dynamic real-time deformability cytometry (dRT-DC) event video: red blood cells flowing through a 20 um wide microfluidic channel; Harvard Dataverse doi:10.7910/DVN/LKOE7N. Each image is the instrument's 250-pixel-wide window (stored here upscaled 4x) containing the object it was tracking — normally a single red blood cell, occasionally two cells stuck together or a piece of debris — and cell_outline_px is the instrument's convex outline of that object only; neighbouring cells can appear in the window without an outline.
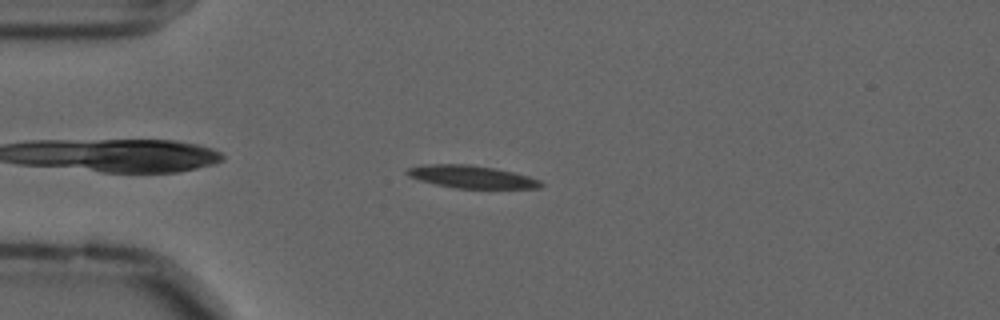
{"species": "common noctule bat (a hibernating species)", "species_latin": "Nyctalus noctula", "temperature_condition": "cold", "stored_images_in_passage": 47, "camera_frame_rate_fps": 3000, "um_per_image_px": 0.085, "animal": {"sex": "male", "forearm_length_mm": 52.5}, "frame": {"image": 1, "passage_image": 5, "time_ms": 1.333, "image_size_px": [1000, 320], "cell_outline_px": [[544, 184], [540, 188], [456, 188], [436, 184], [420, 180], [408, 176], [404, 172], [408, 168], [424, 164], [468, 164], [496, 168], [528, 176], [540, 180]], "centroid_in_image_um": [40.07, 15.02], "position_along_channel_um": 44.9, "area_um2": 17.57}}
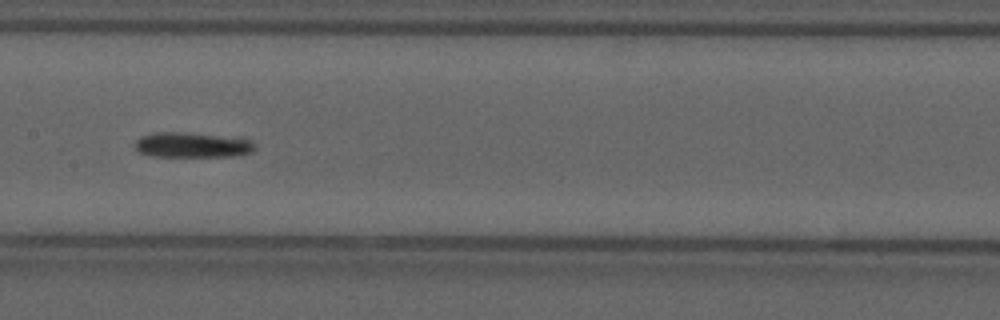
{"frame": {"image": 2, "passage_image": 19, "time_ms": 6.0, "image_size_px": [1000, 320], "cell_outline_px": [[256, 148], [252, 152], [236, 156], [148, 156], [140, 152], [136, 148], [136, 140], [140, 136], [152, 132], [184, 132], [240, 136], [256, 144]], "centroid_in_image_um": [16.39, 12.3], "position_along_channel_um": 191.0, "area_um2": 18.03}}
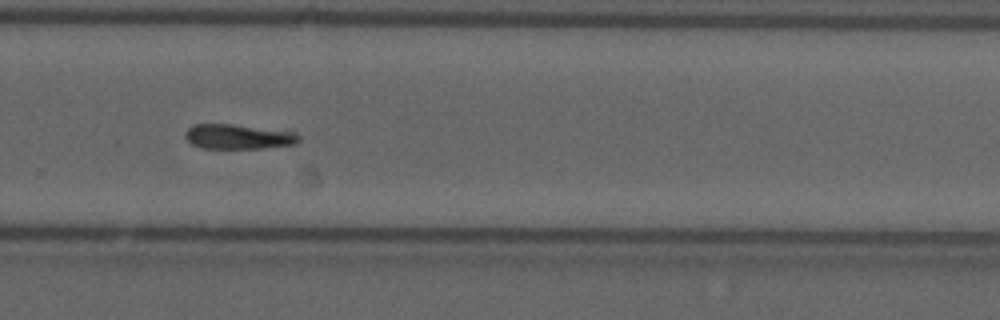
{"frame": {"image": 3, "passage_image": 29, "time_ms": 9.333, "image_size_px": [1000, 320], "cell_outline_px": [[300, 140], [296, 144], [260, 148], [200, 148], [192, 144], [184, 136], [184, 132], [192, 124], [232, 124], [296, 132], [300, 136]], "centroid_in_image_um": [20.24, 11.61], "position_along_channel_um": 309.6, "area_um2": 16.47}}